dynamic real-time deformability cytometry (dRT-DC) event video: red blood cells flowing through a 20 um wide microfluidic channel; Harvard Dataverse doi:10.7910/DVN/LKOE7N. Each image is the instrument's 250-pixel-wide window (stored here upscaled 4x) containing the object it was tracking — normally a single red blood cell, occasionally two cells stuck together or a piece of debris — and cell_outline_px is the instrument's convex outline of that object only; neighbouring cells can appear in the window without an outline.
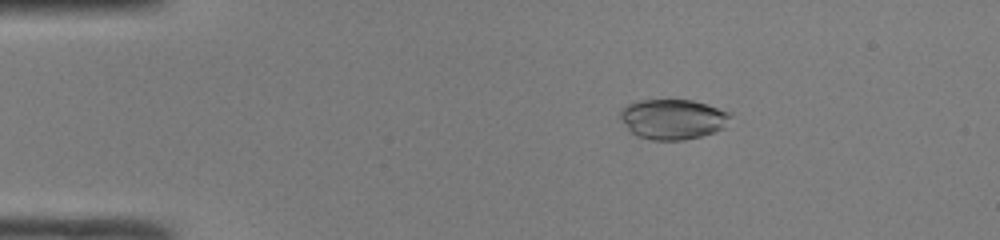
{"species": "common noctule bat (a hibernating species)", "species_latin": "Nyctalus noctula", "temperature_condition": "room temperature", "stored_images_in_passage": 48, "camera_frame_rate_fps": 3000, "um_per_image_px": 0.085, "animal": {"sex": "male", "body_mass_g": 19.0, "forearm_length_mm": 50.8}, "frame": {"image": 1, "passage_image": 8, "time_ms": 2.333, "image_size_px": [1000, 240], "cell_outline_px": [[728, 116], [724, 128], [716, 132], [684, 140], [652, 140], [640, 136], [632, 132], [628, 128], [620, 116], [620, 108], [628, 104], [640, 100], [692, 100], [708, 104], [728, 112]], "centroid_in_image_um": [57.18, 10.12], "position_along_channel_um": 27.8, "area_um2": 25.43}}
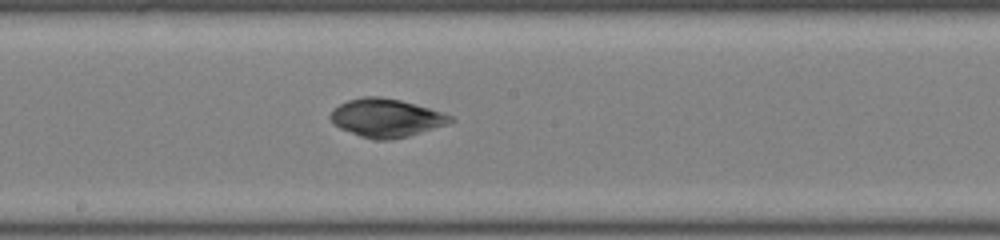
{"frame": {"image": 2, "passage_image": 26, "time_ms": 8.333, "image_size_px": [1000, 240], "cell_outline_px": [[456, 120], [448, 124], [408, 136], [392, 140], [376, 140], [360, 136], [340, 128], [328, 116], [340, 104], [348, 100], [364, 96], [380, 96], [400, 100], [428, 108], [452, 116]], "centroid_in_image_um": [32.84, 10.02], "position_along_channel_um": 215.4, "area_um2": 26.47}}
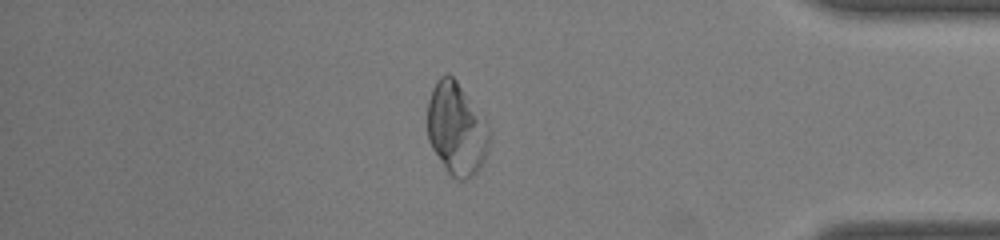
{"frame": {"image": 3, "passage_image": 41, "time_ms": 13.333, "image_size_px": [1000, 240], "cell_outline_px": [[488, 144], [484, 160], [476, 172], [468, 180], [456, 180], [448, 172], [432, 148], [428, 140], [428, 100], [432, 88], [436, 80], [440, 76], [448, 72], [456, 80], [484, 120], [488, 128]], "centroid_in_image_um": [38.76, 10.96], "position_along_channel_um": 396.4, "area_um2": 32.71}, "authors_computed_cell_mechanics": {"area_um2": 26.0678, "velocity_mm_per_s": 4.2081, "shape_relaxation_time_tau1_ms": null, "shape_relaxation_time_tau2_ms": 1.9626, "deformation_change_tau1": null, "deformation_change_tau2": 0.032}}